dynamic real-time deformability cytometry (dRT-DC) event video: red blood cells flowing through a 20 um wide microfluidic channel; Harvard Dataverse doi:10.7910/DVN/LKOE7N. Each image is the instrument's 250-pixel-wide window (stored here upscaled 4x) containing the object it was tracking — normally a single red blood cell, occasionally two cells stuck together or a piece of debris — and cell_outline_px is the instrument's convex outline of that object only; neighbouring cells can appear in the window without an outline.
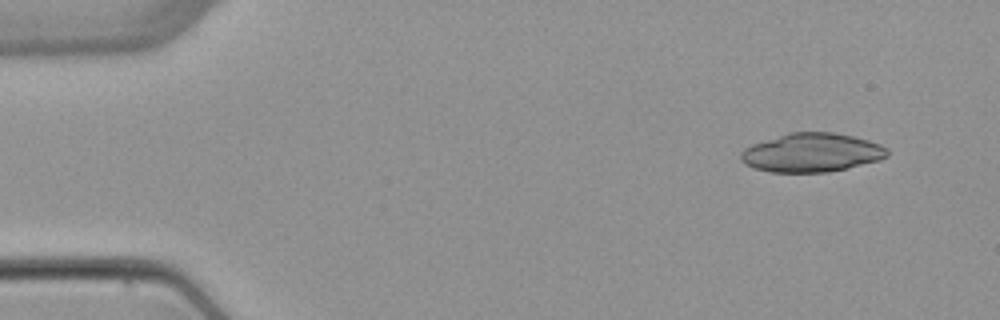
{"species": "common noctule bat (a hibernating species)", "species_latin": "Nyctalus noctula", "temperature_condition": "warm", "stored_images_in_passage": 5, "segment_of_instrument_passage": [1, 2], "camera_frame_rate_fps": 3000, "um_per_image_px": 0.085, "animal": {"sex": "female", "body_mass_g": 22.7, "forearm_length_mm": 54.2}, "frame": {"image": 1, "passage_image": 1, "time_ms": 0.0, "image_size_px": [1000, 320], "cell_outline_px": [[888, 156], [880, 160], [828, 172], [772, 172], [752, 168], [744, 164], [740, 160], [740, 152], [744, 148], [752, 144], [788, 132], [836, 132], [868, 140], [880, 144], [888, 148]], "centroid_in_image_um": [68.97, 12.97], "position_along_channel_um": 16.0, "area_um2": 33.29}}